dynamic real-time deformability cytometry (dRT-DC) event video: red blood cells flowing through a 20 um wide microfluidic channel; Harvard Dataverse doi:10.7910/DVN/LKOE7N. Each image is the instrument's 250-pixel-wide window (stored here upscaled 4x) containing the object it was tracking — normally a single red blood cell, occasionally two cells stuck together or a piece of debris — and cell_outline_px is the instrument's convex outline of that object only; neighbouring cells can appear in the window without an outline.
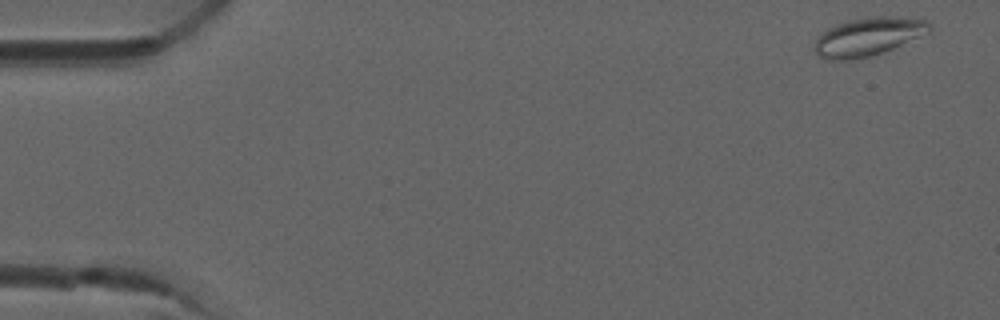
{"species": "common noctule bat (a hibernating species)", "species_latin": "Nyctalus noctula", "temperature_condition": "room temperature", "stored_images_in_passage": 6, "camera_frame_rate_fps": 3000, "um_per_image_px": 0.085, "animal": {"sex": "male", "forearm_length_mm": 52.5}, "frame": {"image": 1, "passage_image": 1, "time_ms": 0.0, "image_size_px": [1000, 320], "cell_outline_px": [[932, 32], [884, 52], [868, 56], [848, 60], [828, 60], [820, 56], [812, 48], [812, 44], [828, 28], [844, 20], [868, 16], [896, 16], [924, 20], [932, 24]], "centroid_in_image_um": [73.81, 3.1], "position_along_channel_um": 11.2, "area_um2": 26.01}}